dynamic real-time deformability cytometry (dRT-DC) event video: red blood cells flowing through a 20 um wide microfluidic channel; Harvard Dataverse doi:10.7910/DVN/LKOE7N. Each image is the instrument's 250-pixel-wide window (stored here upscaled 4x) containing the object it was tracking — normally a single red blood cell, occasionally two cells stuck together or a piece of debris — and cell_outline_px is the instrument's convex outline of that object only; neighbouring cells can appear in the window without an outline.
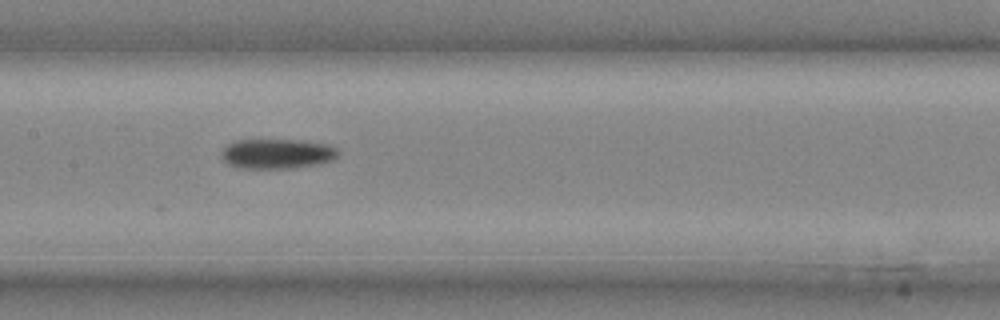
{"species": "common noctule bat (a hibernating species)", "species_latin": "Nyctalus noctula", "temperature_condition": "cold", "stored_images_in_passage": 22, "camera_frame_rate_fps": 3000, "um_per_image_px": 0.085, "animal": {"sex": "male", "body_mass_g": 20.4}, "frame": {"image": 1, "passage_image": 8, "time_ms": 2.333, "image_size_px": [1000, 320], "cell_outline_px": [[340, 152], [336, 160], [320, 164], [292, 168], [240, 168], [228, 164], [220, 156], [220, 152], [228, 144], [236, 140], [300, 140], [328, 144], [336, 148]], "centroid_in_image_um": [23.59, 13.07], "position_along_channel_um": 183.8, "area_um2": 20.58}}
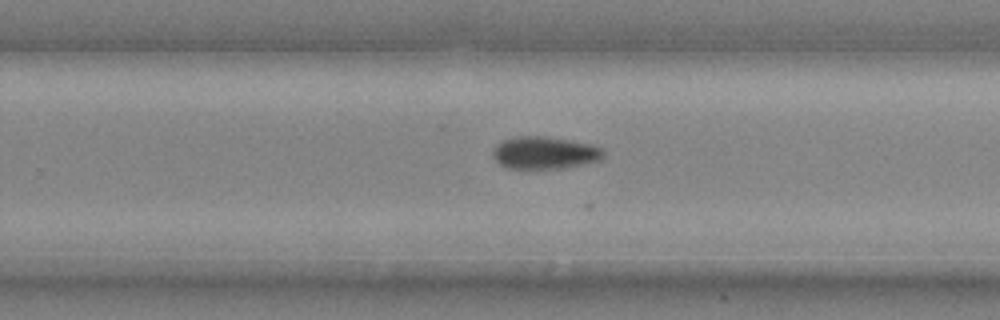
{"frame": {"image": 2, "passage_image": 13, "time_ms": 4.0, "image_size_px": [1000, 320], "cell_outline_px": [[604, 156], [600, 160], [584, 164], [560, 168], [508, 168], [500, 164], [492, 156], [492, 152], [496, 144], [504, 140], [516, 136], [544, 136], [572, 140], [592, 144], [604, 148]], "centroid_in_image_um": [46.32, 12.97], "position_along_channel_um": 283.5, "area_um2": 20.98}}
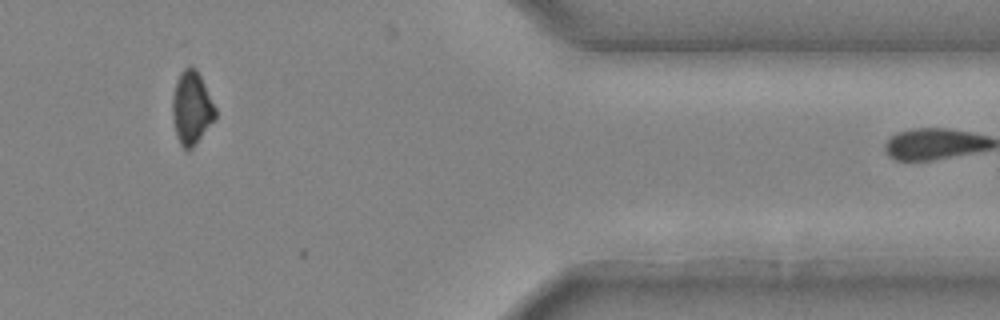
{"frame": {"image": 3, "passage_image": 20, "time_ms": 6.333, "image_size_px": [1000, 320], "cell_outline_px": [[216, 120], [192, 148], [184, 148], [180, 144], [176, 136], [172, 112], [172, 96], [176, 80], [180, 72], [188, 64], [192, 64], [196, 68], [216, 108]], "centroid_in_image_um": [16.29, 9.14], "position_along_channel_um": 395.1, "area_um2": 18.5}}